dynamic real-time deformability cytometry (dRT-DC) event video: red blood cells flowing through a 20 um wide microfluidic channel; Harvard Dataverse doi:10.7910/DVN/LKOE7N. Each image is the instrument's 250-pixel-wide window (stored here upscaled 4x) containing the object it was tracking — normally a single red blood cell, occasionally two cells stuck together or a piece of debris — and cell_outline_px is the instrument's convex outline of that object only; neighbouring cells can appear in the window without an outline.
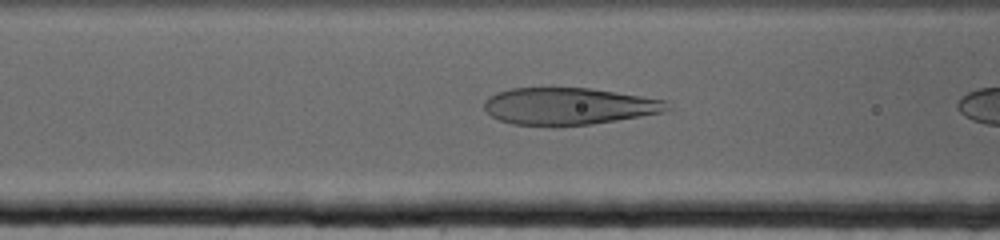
{"species": "human", "species_latin": "Homo sapiens", "temperature_condition": "cold", "stored_images_in_passage": 8, "camera_frame_rate_fps": 3000, "um_per_image_px": 0.085, "donor": {"sex": "female"}, "frame": {"image": 1, "passage_image": 7, "time_ms": 2.0, "image_size_px": [1000, 240], "cell_outline_px": [[672, 108], [664, 112], [592, 124], [512, 124], [500, 120], [492, 116], [484, 108], [484, 100], [488, 96], [496, 92], [512, 88], [592, 88], [668, 100]], "centroid_in_image_um": [48.38, 9.0], "position_along_channel_um": 118.2, "area_um2": 39.13}}